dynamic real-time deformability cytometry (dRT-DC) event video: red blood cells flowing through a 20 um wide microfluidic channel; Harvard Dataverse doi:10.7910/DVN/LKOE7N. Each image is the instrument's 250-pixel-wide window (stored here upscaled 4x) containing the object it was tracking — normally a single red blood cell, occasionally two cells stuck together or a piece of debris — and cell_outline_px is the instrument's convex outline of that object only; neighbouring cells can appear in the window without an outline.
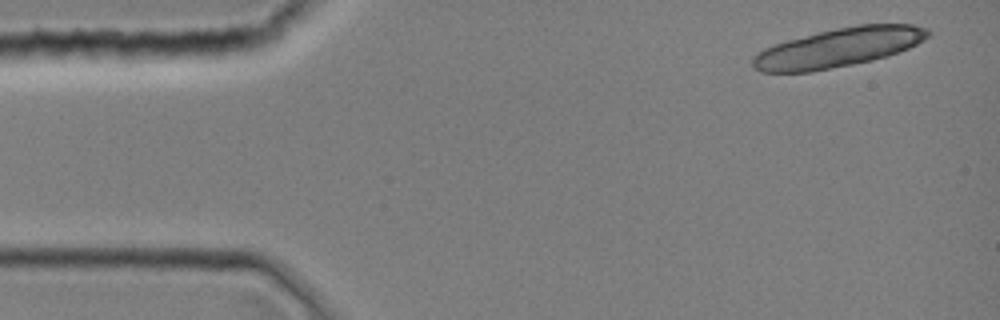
{"species": "common noctule bat (a hibernating species)", "species_latin": "Nyctalus noctula", "temperature_condition": "room temperature", "stored_images_in_passage": 10, "camera_frame_rate_fps": 3000, "um_per_image_px": 0.085, "animal": {"sex": "female", "body_mass_g": 19.0, "forearm_length_mm": 51.5}, "frame": {"image": 1, "passage_image": 1, "time_ms": 0.0, "image_size_px": [1000, 320], "cell_outline_px": [[932, 32], [924, 40], [908, 48], [888, 56], [872, 60], [852, 64], [808, 72], [760, 72], [752, 68], [752, 56], [764, 48], [788, 40], [836, 28], [856, 24], [912, 24], [928, 28]], "centroid_in_image_um": [71.28, 4.04], "position_along_channel_um": 13.7, "area_um2": 39.71}}